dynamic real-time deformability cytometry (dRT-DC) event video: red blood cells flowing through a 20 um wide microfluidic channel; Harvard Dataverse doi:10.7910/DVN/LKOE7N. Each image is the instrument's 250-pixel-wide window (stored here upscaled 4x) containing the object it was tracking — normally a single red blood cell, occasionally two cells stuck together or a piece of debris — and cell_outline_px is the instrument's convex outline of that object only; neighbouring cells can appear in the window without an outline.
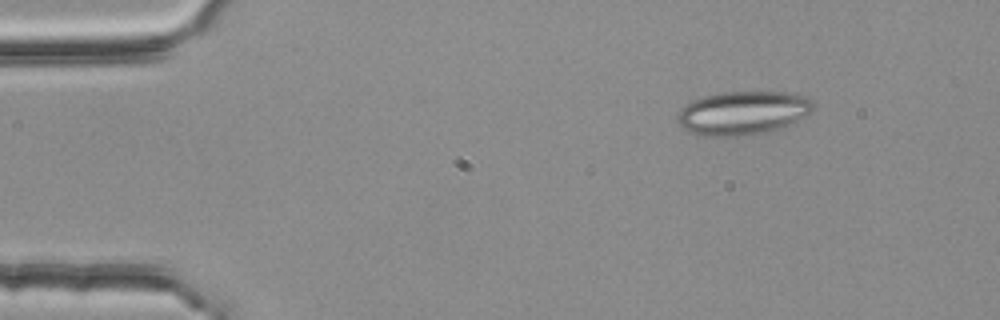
{"species": "common noctule bat (a hibernating species)", "species_latin": "Nyctalus noctula", "temperature_condition": "room temperature", "stored_images_in_passage": 5, "segment_of_instrument_passage": [1, 2], "camera_frame_rate_fps": 3000, "um_per_image_px": 0.085, "animal": {"sex": "female", "body_mass_g": 25.1}, "frame": {"image": 1, "passage_image": 1, "time_ms": 0.0, "image_size_px": [1000, 320], "cell_outline_px": [[816, 108], [812, 112], [780, 128], [768, 132], [740, 136], [704, 136], [688, 132], [680, 124], [676, 116], [680, 108], [684, 104], [700, 96], [720, 92], [788, 92], [804, 96], [816, 104]], "centroid_in_image_um": [63.11, 9.59], "position_along_channel_um": 21.9, "area_um2": 34.85}}